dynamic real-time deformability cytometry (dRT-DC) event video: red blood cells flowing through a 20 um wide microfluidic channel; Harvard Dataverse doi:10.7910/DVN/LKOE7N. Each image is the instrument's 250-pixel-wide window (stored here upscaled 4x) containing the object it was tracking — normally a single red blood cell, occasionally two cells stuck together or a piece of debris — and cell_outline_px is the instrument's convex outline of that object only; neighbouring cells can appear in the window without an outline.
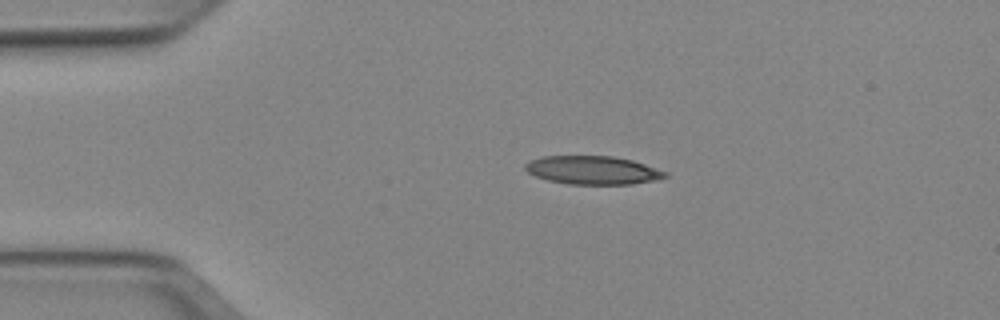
{"species": "Egyptian fruit bat (a non-hibernating species)", "species_latin": "Rousettus aegyptiacus", "temperature_condition": "cold", "stored_images_in_passage": 50, "camera_frame_rate_fps": 3000, "um_per_image_px": 0.085, "animal": {"sex": "female"}, "frame": {"image": 1, "passage_image": 10, "time_ms": 3.0, "image_size_px": [1000, 320], "cell_outline_px": [[668, 176], [656, 180], [632, 184], [568, 184], [548, 180], [536, 176], [528, 172], [524, 168], [524, 164], [528, 160], [544, 156], [612, 156], [632, 160], [668, 172]], "centroid_in_image_um": [50.37, 14.46], "position_along_channel_um": 34.6, "area_um2": 23.18}}
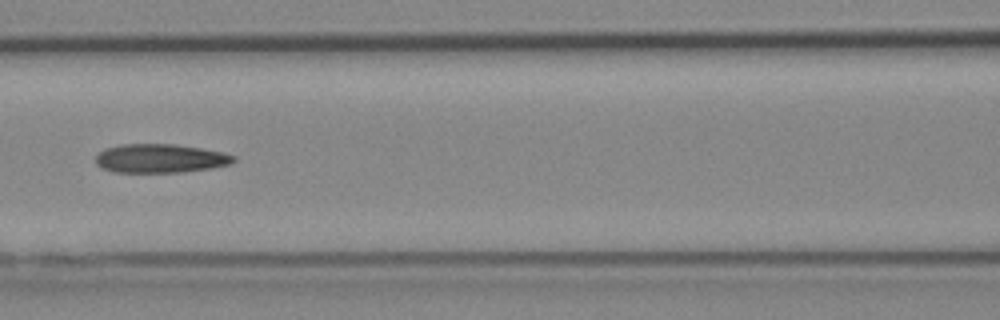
{"frame": {"image": 2, "passage_image": 22, "time_ms": 7.0, "image_size_px": [1000, 320], "cell_outline_px": [[236, 160], [232, 164], [212, 168], [180, 172], [112, 172], [100, 168], [96, 164], [96, 156], [104, 148], [120, 144], [172, 144], [200, 148], [224, 152], [236, 156]], "centroid_in_image_um": [13.62, 13.47], "position_along_channel_um": 153.0, "area_um2": 23.35}}
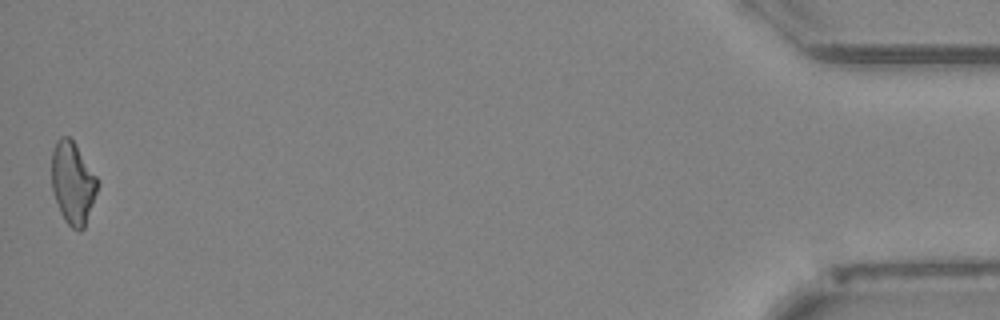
{"frame": {"image": 3, "passage_image": 50, "time_ms": 16.333, "image_size_px": [1000, 320], "cell_outline_px": [[100, 184], [84, 228], [80, 232], [72, 228], [64, 220], [60, 212], [52, 192], [52, 152], [56, 140], [60, 136], [68, 136], [76, 144], [100, 180]], "centroid_in_image_um": [6.2, 15.55], "position_along_channel_um": 429.0, "area_um2": 22.37}, "authors_computed_cell_mechanics": {"area_um2": 23.0333, "velocity_mm_per_s": 3.9618, "shape_relaxation_time_tau1_ms": null, "shape_relaxation_time_tau2_ms": 8.5094, "deformation_change_tau1": null, "deformation_change_tau2": 0.2184}}